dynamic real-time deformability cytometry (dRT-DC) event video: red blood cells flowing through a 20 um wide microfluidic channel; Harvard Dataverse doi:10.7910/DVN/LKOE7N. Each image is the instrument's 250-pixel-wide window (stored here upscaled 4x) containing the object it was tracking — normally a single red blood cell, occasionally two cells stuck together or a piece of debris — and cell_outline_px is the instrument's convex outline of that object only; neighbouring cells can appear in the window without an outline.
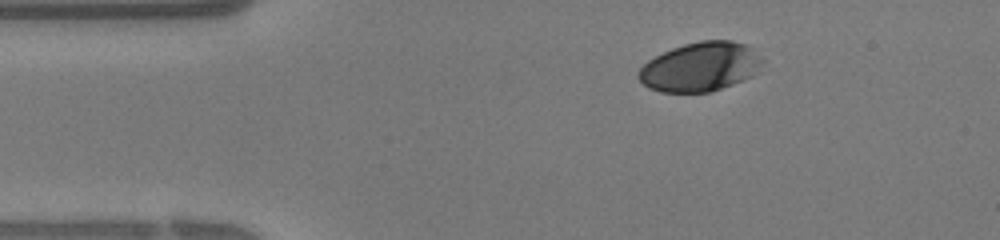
{"species": "human", "species_latin": "Homo sapiens", "temperature_condition": "warm", "stored_images_in_passage": 34, "camera_frame_rate_fps": 3000, "um_per_image_px": 0.085, "donor": {"sex": "female"}, "frame": {"image": 1, "passage_image": 1, "time_ms": 0.0, "image_size_px": [1000, 240], "cell_outline_px": [[764, 60], [752, 76], [732, 84], [708, 92], [660, 92], [648, 88], [636, 76], [636, 72], [648, 60], [672, 48], [684, 44], [700, 40], [732, 40], [744, 44], [752, 48]], "centroid_in_image_um": [59.5, 5.67], "position_along_channel_um": 25.5, "area_um2": 35.37}}
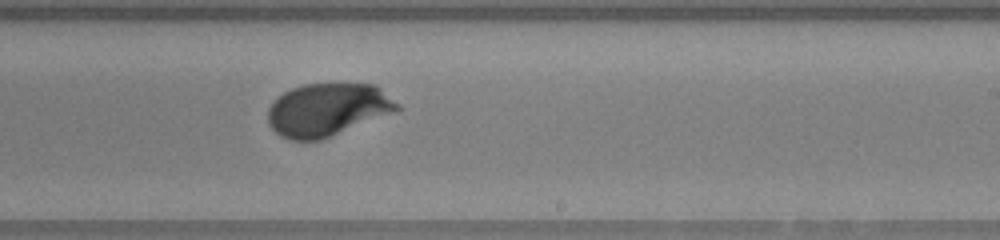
{"frame": {"image": 2, "passage_image": 18, "time_ms": 5.667, "image_size_px": [1000, 240], "cell_outline_px": [[404, 108], [320, 140], [292, 140], [280, 136], [268, 124], [268, 108], [284, 92], [292, 88], [304, 84], [376, 84], [400, 104]], "centroid_in_image_um": [27.86, 9.31], "position_along_channel_um": 261.1, "area_um2": 39.54}}
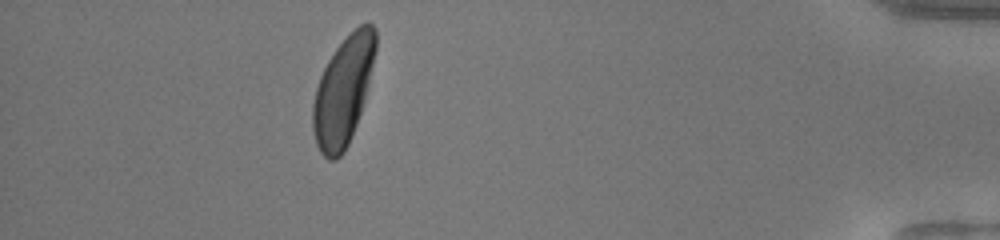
{"frame": {"image": 3, "passage_image": 30, "time_ms": 9.667, "image_size_px": [1000, 240], "cell_outline_px": [[376, 48], [364, 100], [356, 124], [348, 144], [344, 152], [336, 160], [328, 160], [320, 152], [316, 144], [312, 128], [312, 104], [316, 88], [320, 76], [328, 60], [336, 48], [360, 24], [368, 20], [376, 28]], "centroid_in_image_um": [29.15, 7.75], "position_along_channel_um": 406.0, "area_um2": 39.3}}